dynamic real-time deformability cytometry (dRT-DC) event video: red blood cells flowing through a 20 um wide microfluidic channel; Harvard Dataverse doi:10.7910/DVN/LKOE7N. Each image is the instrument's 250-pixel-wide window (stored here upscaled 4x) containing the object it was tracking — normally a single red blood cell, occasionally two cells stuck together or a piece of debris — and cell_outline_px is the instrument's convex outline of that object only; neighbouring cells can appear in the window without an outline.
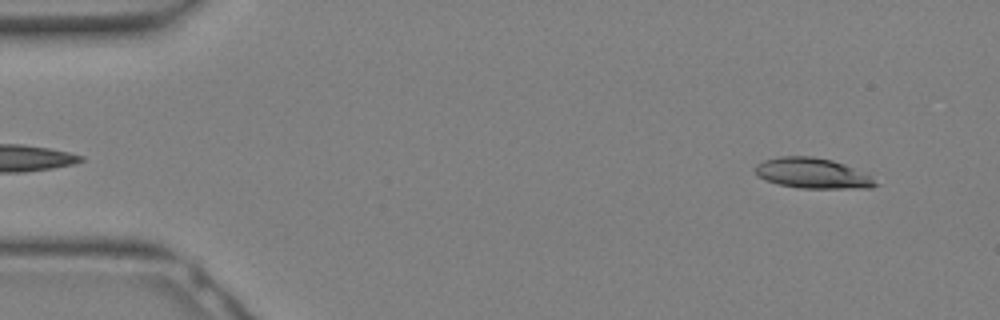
{"species": "Egyptian fruit bat (a non-hibernating species)", "species_latin": "Rousettus aegyptiacus", "temperature_condition": "warm", "stored_images_in_passage": 15, "camera_frame_rate_fps": 3000, "um_per_image_px": 0.085, "animal": {"sex": "female"}, "frame": {"image": 1, "passage_image": 1, "time_ms": 0.0, "image_size_px": [1000, 320], "cell_outline_px": [[880, 184], [872, 188], [800, 188], [780, 184], [756, 176], [756, 164], [764, 160], [780, 156], [812, 156], [832, 160], [844, 164], [868, 176]], "centroid_in_image_um": [69.04, 14.72], "position_along_channel_um": 16.0, "area_um2": 20.98}}
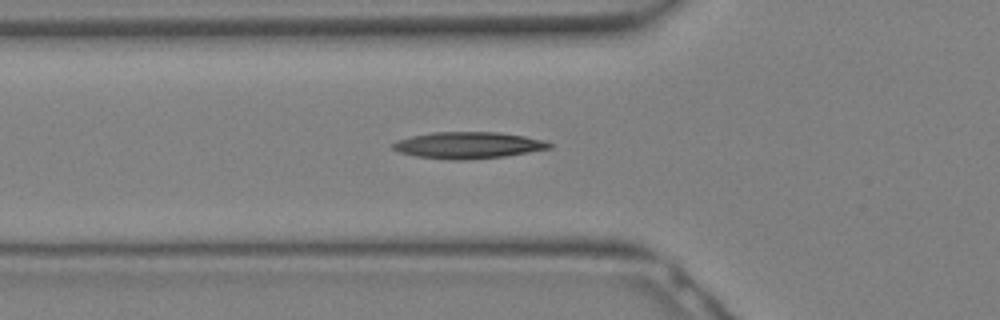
{"frame": {"image": 2, "passage_image": 9, "time_ms": 2.667, "image_size_px": [1000, 320], "cell_outline_px": [[552, 148], [504, 156], [464, 160], [452, 160], [416, 156], [400, 152], [392, 148], [392, 144], [396, 140], [412, 136], [432, 132], [500, 132], [524, 136], [544, 140], [552, 144]], "centroid_in_image_um": [39.79, 12.34], "position_along_channel_um": 86.0, "area_um2": 24.16}}
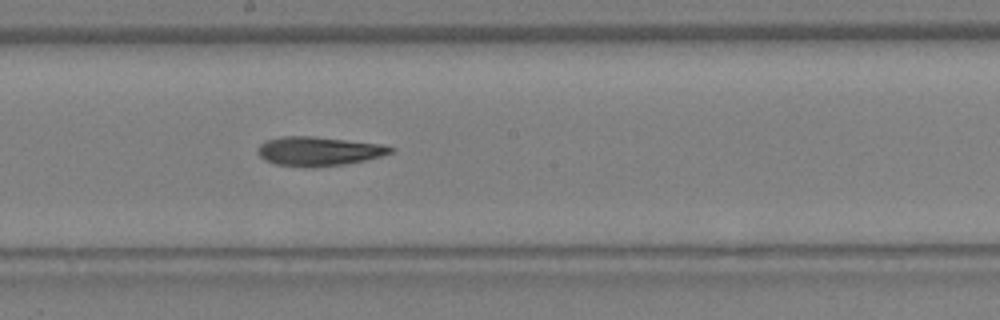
{"frame": {"image": 3, "passage_image": 15, "time_ms": 4.667, "image_size_px": [1000, 320], "cell_outline_px": [[396, 148], [392, 152], [380, 156], [364, 160], [344, 164], [312, 168], [276, 164], [264, 160], [260, 156], [256, 148], [260, 144], [268, 140], [280, 136], [312, 136], [384, 144]], "centroid_in_image_um": [27.08, 12.85], "position_along_channel_um": 221.1, "area_um2": 22.6}}